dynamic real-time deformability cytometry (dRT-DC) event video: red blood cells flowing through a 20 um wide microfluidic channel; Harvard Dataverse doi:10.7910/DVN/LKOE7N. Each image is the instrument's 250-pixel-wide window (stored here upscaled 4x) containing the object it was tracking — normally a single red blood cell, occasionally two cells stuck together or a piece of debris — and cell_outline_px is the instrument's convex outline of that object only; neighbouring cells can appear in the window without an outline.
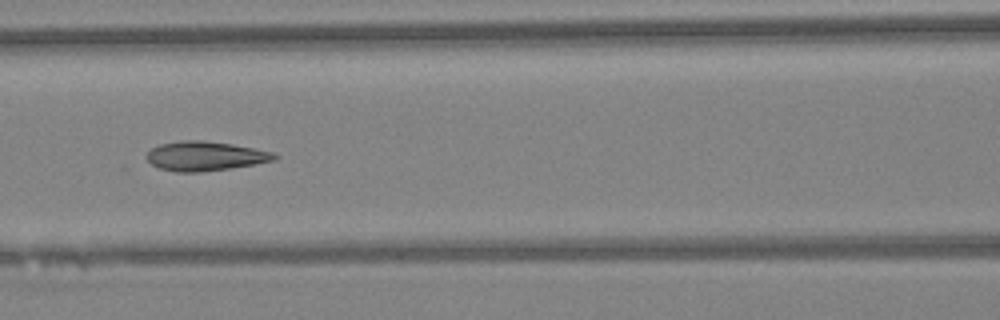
{"species": "Egyptian fruit bat (a non-hibernating species)", "species_latin": "Rousettus aegyptiacus", "temperature_condition": "warm", "stored_images_in_passage": 18, "camera_frame_rate_fps": 3000, "um_per_image_px": 0.085, "animal": {"sex": "female"}, "frame": {"image": 1, "passage_image": 13, "time_ms": 4.0, "image_size_px": [1000, 320], "cell_outline_px": [[280, 156], [276, 160], [256, 164], [200, 172], [176, 172], [160, 168], [152, 164], [148, 160], [148, 152], [152, 148], [160, 144], [184, 140], [200, 140], [232, 144], [272, 152]], "centroid_in_image_um": [17.47, 13.27], "position_along_channel_um": 149.1, "area_um2": 21.62}}
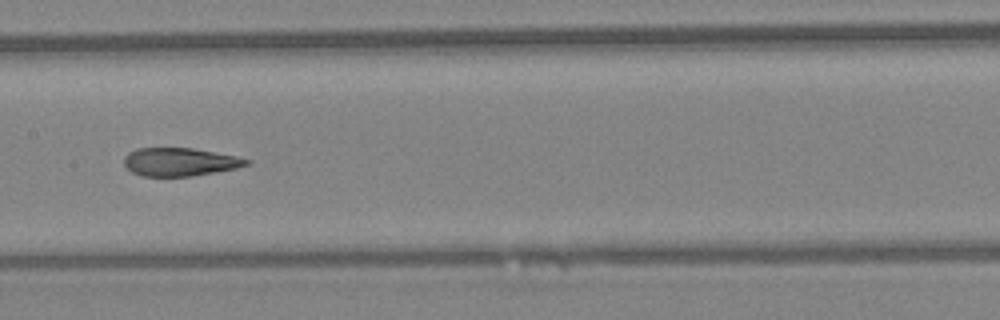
{"frame": {"image": 2, "passage_image": 16, "time_ms": 5.0, "image_size_px": [1000, 320], "cell_outline_px": [[252, 164], [236, 168], [216, 172], [192, 176], [144, 176], [132, 172], [124, 164], [124, 156], [128, 152], [136, 148], [192, 148], [236, 156], [252, 160]], "centroid_in_image_um": [15.31, 13.76], "position_along_channel_um": 192.1, "area_um2": 20.17}}